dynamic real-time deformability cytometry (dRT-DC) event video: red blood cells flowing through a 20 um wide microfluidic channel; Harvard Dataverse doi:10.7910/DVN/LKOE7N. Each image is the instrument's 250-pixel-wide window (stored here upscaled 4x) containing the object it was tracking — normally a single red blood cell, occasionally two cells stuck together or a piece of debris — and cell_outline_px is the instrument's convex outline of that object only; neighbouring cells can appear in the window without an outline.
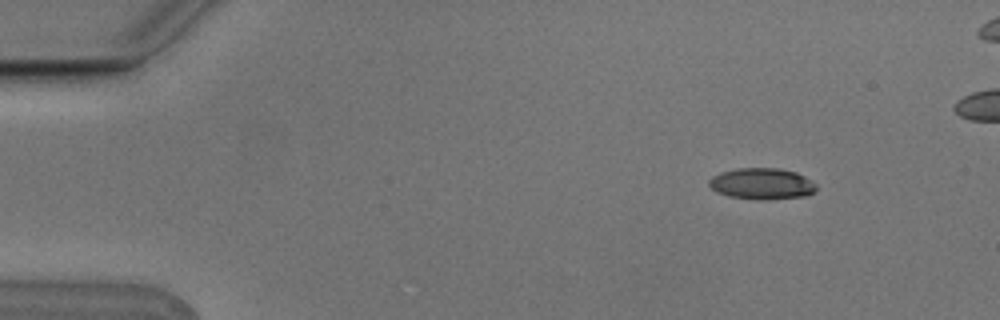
{"species": "Egyptian fruit bat (a non-hibernating species)", "species_latin": "Rousettus aegyptiacus", "temperature_condition": "cold", "stored_images_in_passage": 9, "camera_frame_rate_fps": 3000, "um_per_image_px": 0.085, "animal": {"sex": "male"}, "frame": {"image": 1, "passage_image": 2, "time_ms": 0.333, "image_size_px": [1000, 320], "cell_outline_px": [[816, 188], [812, 192], [804, 196], [764, 200], [760, 200], [728, 196], [716, 192], [708, 184], [708, 180], [712, 176], [720, 172], [736, 168], [776, 168], [796, 172], [812, 180], [816, 184]], "centroid_in_image_um": [64.73, 15.61], "position_along_channel_um": 20.3, "area_um2": 19.59}}
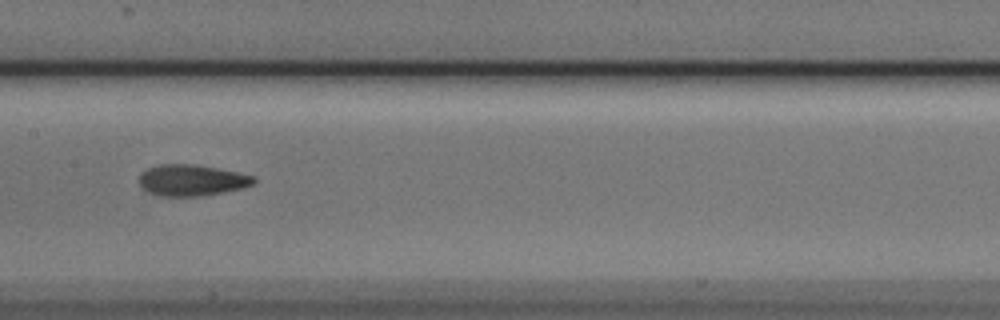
{"frame": {"image": 2, "passage_image": 8, "time_ms": 2.333, "image_size_px": [1000, 320], "cell_outline_px": [[256, 180], [252, 184], [244, 188], [200, 196], [160, 196], [148, 192], [140, 188], [140, 172], [148, 168], [160, 164], [196, 164], [256, 176]], "centroid_in_image_um": [16.27, 15.32], "position_along_channel_um": 191.1, "area_um2": 20.92}}
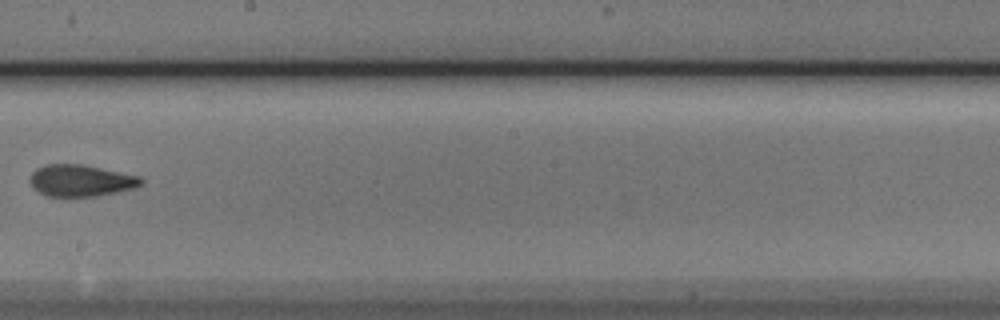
{"frame": {"image": 3, "passage_image": 9, "time_ms": 2.667, "image_size_px": [1000, 320], "cell_outline_px": [[144, 180], [140, 184], [132, 188], [96, 196], [48, 196], [40, 192], [28, 180], [32, 172], [36, 168], [44, 164], [84, 164], [140, 176]], "centroid_in_image_um": [6.85, 15.32], "position_along_channel_um": 241.4, "area_um2": 20.35}}